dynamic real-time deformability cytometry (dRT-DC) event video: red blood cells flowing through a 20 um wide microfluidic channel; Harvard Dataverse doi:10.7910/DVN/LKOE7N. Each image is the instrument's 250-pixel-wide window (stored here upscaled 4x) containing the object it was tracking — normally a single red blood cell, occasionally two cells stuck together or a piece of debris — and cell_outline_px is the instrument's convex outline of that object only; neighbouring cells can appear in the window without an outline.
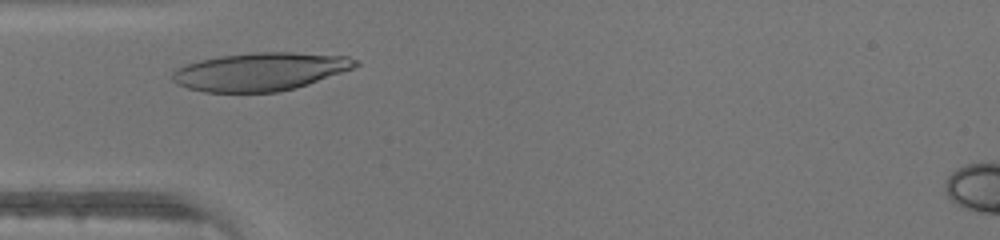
{"species": "human", "species_latin": "Homo sapiens", "temperature_condition": "warm", "stored_images_in_passage": 27, "camera_frame_rate_fps": 3000, "um_per_image_px": 0.085, "donor": {"sex": "male"}, "frame": {"image": 1, "passage_image": 5, "time_ms": 1.333, "image_size_px": [1000, 240], "cell_outline_px": [[360, 64], [352, 68], [308, 84], [296, 88], [280, 92], [204, 92], [188, 88], [176, 84], [172, 80], [172, 72], [176, 68], [200, 60], [220, 56], [252, 52], [292, 52], [348, 56], [360, 60]], "centroid_in_image_um": [22.12, 6.08], "position_along_channel_um": 62.9, "area_um2": 40.69}}
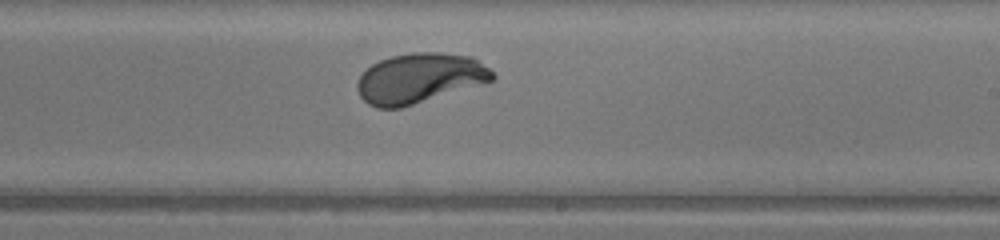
{"frame": {"image": 2, "passage_image": 18, "time_ms": 5.667, "image_size_px": [1000, 240], "cell_outline_px": [[496, 76], [492, 80], [400, 108], [376, 108], [368, 104], [360, 96], [356, 88], [356, 84], [360, 76], [372, 64], [380, 60], [392, 56], [412, 52], [440, 52], [472, 56], [488, 68]], "centroid_in_image_um": [35.62, 6.64], "position_along_channel_um": 253.4, "area_um2": 38.9}}
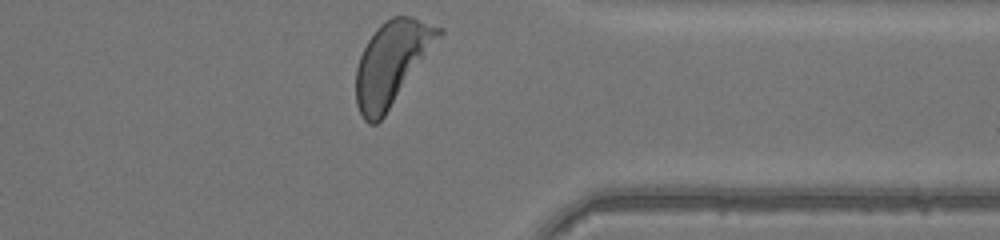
{"frame": {"image": 3, "passage_image": 27, "time_ms": 8.667, "image_size_px": [1000, 240], "cell_outline_px": [[444, 32], [384, 116], [376, 124], [368, 124], [364, 120], [356, 104], [356, 68], [360, 56], [368, 40], [376, 28], [380, 24], [392, 16], [412, 16], [444, 28]], "centroid_in_image_um": [33.29, 5.33], "position_along_channel_um": 378.1, "area_um2": 39.77}}